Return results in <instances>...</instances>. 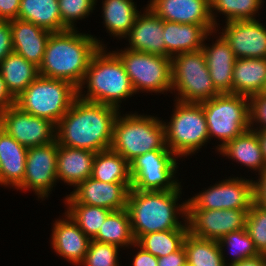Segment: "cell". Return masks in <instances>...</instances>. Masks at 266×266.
<instances>
[{
	"mask_svg": "<svg viewBox=\"0 0 266 266\" xmlns=\"http://www.w3.org/2000/svg\"><path fill=\"white\" fill-rule=\"evenodd\" d=\"M120 110L76 98L56 124L58 145L99 152L111 148L114 124Z\"/></svg>",
	"mask_w": 266,
	"mask_h": 266,
	"instance_id": "obj_1",
	"label": "cell"
},
{
	"mask_svg": "<svg viewBox=\"0 0 266 266\" xmlns=\"http://www.w3.org/2000/svg\"><path fill=\"white\" fill-rule=\"evenodd\" d=\"M77 32L67 29L51 33L38 67L39 75L80 86L92 56L106 46L96 36Z\"/></svg>",
	"mask_w": 266,
	"mask_h": 266,
	"instance_id": "obj_2",
	"label": "cell"
},
{
	"mask_svg": "<svg viewBox=\"0 0 266 266\" xmlns=\"http://www.w3.org/2000/svg\"><path fill=\"white\" fill-rule=\"evenodd\" d=\"M180 189L181 185L171 191L130 189L126 209L130 216L135 241L140 236L152 232L188 229L186 224L187 201L182 204L177 203L182 194ZM178 216H185L184 224L181 223L183 221L178 220Z\"/></svg>",
	"mask_w": 266,
	"mask_h": 266,
	"instance_id": "obj_3",
	"label": "cell"
},
{
	"mask_svg": "<svg viewBox=\"0 0 266 266\" xmlns=\"http://www.w3.org/2000/svg\"><path fill=\"white\" fill-rule=\"evenodd\" d=\"M106 52L105 47H100L92 56L84 78L77 88V97L119 110V103L136 93L123 62L114 52ZM85 84L87 86H83ZM84 87H87V92L84 91L86 94L83 92Z\"/></svg>",
	"mask_w": 266,
	"mask_h": 266,
	"instance_id": "obj_4",
	"label": "cell"
},
{
	"mask_svg": "<svg viewBox=\"0 0 266 266\" xmlns=\"http://www.w3.org/2000/svg\"><path fill=\"white\" fill-rule=\"evenodd\" d=\"M111 149L129 163L139 155L153 150H169L165 143L162 120L136 113L116 118Z\"/></svg>",
	"mask_w": 266,
	"mask_h": 266,
	"instance_id": "obj_5",
	"label": "cell"
},
{
	"mask_svg": "<svg viewBox=\"0 0 266 266\" xmlns=\"http://www.w3.org/2000/svg\"><path fill=\"white\" fill-rule=\"evenodd\" d=\"M76 98L77 87L71 82L39 75L16 97L15 105L56 125Z\"/></svg>",
	"mask_w": 266,
	"mask_h": 266,
	"instance_id": "obj_6",
	"label": "cell"
},
{
	"mask_svg": "<svg viewBox=\"0 0 266 266\" xmlns=\"http://www.w3.org/2000/svg\"><path fill=\"white\" fill-rule=\"evenodd\" d=\"M206 117L209 139L216 137L221 144L219 150L229 141L250 129V98L223 93L201 102Z\"/></svg>",
	"mask_w": 266,
	"mask_h": 266,
	"instance_id": "obj_7",
	"label": "cell"
},
{
	"mask_svg": "<svg viewBox=\"0 0 266 266\" xmlns=\"http://www.w3.org/2000/svg\"><path fill=\"white\" fill-rule=\"evenodd\" d=\"M174 101L170 122L163 124L166 146L179 158L200 150L209 141V134L201 103Z\"/></svg>",
	"mask_w": 266,
	"mask_h": 266,
	"instance_id": "obj_8",
	"label": "cell"
},
{
	"mask_svg": "<svg viewBox=\"0 0 266 266\" xmlns=\"http://www.w3.org/2000/svg\"><path fill=\"white\" fill-rule=\"evenodd\" d=\"M172 90L177 101L201 103L220 94L214 87L203 50L171 57Z\"/></svg>",
	"mask_w": 266,
	"mask_h": 266,
	"instance_id": "obj_9",
	"label": "cell"
},
{
	"mask_svg": "<svg viewBox=\"0 0 266 266\" xmlns=\"http://www.w3.org/2000/svg\"><path fill=\"white\" fill-rule=\"evenodd\" d=\"M123 62L132 87L137 92L164 93L172 90L171 58L124 50L113 51Z\"/></svg>",
	"mask_w": 266,
	"mask_h": 266,
	"instance_id": "obj_10",
	"label": "cell"
},
{
	"mask_svg": "<svg viewBox=\"0 0 266 266\" xmlns=\"http://www.w3.org/2000/svg\"><path fill=\"white\" fill-rule=\"evenodd\" d=\"M170 150H153L137 156L130 164L131 189L171 191L180 184L174 176L178 163Z\"/></svg>",
	"mask_w": 266,
	"mask_h": 266,
	"instance_id": "obj_11",
	"label": "cell"
},
{
	"mask_svg": "<svg viewBox=\"0 0 266 266\" xmlns=\"http://www.w3.org/2000/svg\"><path fill=\"white\" fill-rule=\"evenodd\" d=\"M250 209H196L187 200L188 232L196 237L219 241L226 234L245 228Z\"/></svg>",
	"mask_w": 266,
	"mask_h": 266,
	"instance_id": "obj_12",
	"label": "cell"
},
{
	"mask_svg": "<svg viewBox=\"0 0 266 266\" xmlns=\"http://www.w3.org/2000/svg\"><path fill=\"white\" fill-rule=\"evenodd\" d=\"M246 178L230 177L188 201L196 209H250L255 201L254 182Z\"/></svg>",
	"mask_w": 266,
	"mask_h": 266,
	"instance_id": "obj_13",
	"label": "cell"
},
{
	"mask_svg": "<svg viewBox=\"0 0 266 266\" xmlns=\"http://www.w3.org/2000/svg\"><path fill=\"white\" fill-rule=\"evenodd\" d=\"M0 127L26 148L56 140V125L13 105L0 114Z\"/></svg>",
	"mask_w": 266,
	"mask_h": 266,
	"instance_id": "obj_14",
	"label": "cell"
},
{
	"mask_svg": "<svg viewBox=\"0 0 266 266\" xmlns=\"http://www.w3.org/2000/svg\"><path fill=\"white\" fill-rule=\"evenodd\" d=\"M58 143L28 148L25 176L17 190H33L38 198H47L57 179Z\"/></svg>",
	"mask_w": 266,
	"mask_h": 266,
	"instance_id": "obj_15",
	"label": "cell"
},
{
	"mask_svg": "<svg viewBox=\"0 0 266 266\" xmlns=\"http://www.w3.org/2000/svg\"><path fill=\"white\" fill-rule=\"evenodd\" d=\"M130 189L124 183H107L91 176L65 197V204H86L111 211L127 208Z\"/></svg>",
	"mask_w": 266,
	"mask_h": 266,
	"instance_id": "obj_16",
	"label": "cell"
},
{
	"mask_svg": "<svg viewBox=\"0 0 266 266\" xmlns=\"http://www.w3.org/2000/svg\"><path fill=\"white\" fill-rule=\"evenodd\" d=\"M222 30L236 59L266 58V27L258 20L229 21Z\"/></svg>",
	"mask_w": 266,
	"mask_h": 266,
	"instance_id": "obj_17",
	"label": "cell"
},
{
	"mask_svg": "<svg viewBox=\"0 0 266 266\" xmlns=\"http://www.w3.org/2000/svg\"><path fill=\"white\" fill-rule=\"evenodd\" d=\"M138 14L130 33L127 35L130 46L127 49L166 57L163 36V20L148 6Z\"/></svg>",
	"mask_w": 266,
	"mask_h": 266,
	"instance_id": "obj_18",
	"label": "cell"
},
{
	"mask_svg": "<svg viewBox=\"0 0 266 266\" xmlns=\"http://www.w3.org/2000/svg\"><path fill=\"white\" fill-rule=\"evenodd\" d=\"M215 25H196L163 21V36L166 45V57L180 53L202 50L207 37L216 32Z\"/></svg>",
	"mask_w": 266,
	"mask_h": 266,
	"instance_id": "obj_19",
	"label": "cell"
},
{
	"mask_svg": "<svg viewBox=\"0 0 266 266\" xmlns=\"http://www.w3.org/2000/svg\"><path fill=\"white\" fill-rule=\"evenodd\" d=\"M147 6L163 21L214 25L210 0H150Z\"/></svg>",
	"mask_w": 266,
	"mask_h": 266,
	"instance_id": "obj_20",
	"label": "cell"
},
{
	"mask_svg": "<svg viewBox=\"0 0 266 266\" xmlns=\"http://www.w3.org/2000/svg\"><path fill=\"white\" fill-rule=\"evenodd\" d=\"M64 214L66 219H57L54 222L50 241L56 254L77 266L83 262L91 239L67 213Z\"/></svg>",
	"mask_w": 266,
	"mask_h": 266,
	"instance_id": "obj_21",
	"label": "cell"
},
{
	"mask_svg": "<svg viewBox=\"0 0 266 266\" xmlns=\"http://www.w3.org/2000/svg\"><path fill=\"white\" fill-rule=\"evenodd\" d=\"M10 28L13 52L39 67L51 32L18 18L10 20Z\"/></svg>",
	"mask_w": 266,
	"mask_h": 266,
	"instance_id": "obj_22",
	"label": "cell"
},
{
	"mask_svg": "<svg viewBox=\"0 0 266 266\" xmlns=\"http://www.w3.org/2000/svg\"><path fill=\"white\" fill-rule=\"evenodd\" d=\"M207 67L215 89L220 93H232L233 67L236 60L232 49L222 36L214 44H203Z\"/></svg>",
	"mask_w": 266,
	"mask_h": 266,
	"instance_id": "obj_23",
	"label": "cell"
},
{
	"mask_svg": "<svg viewBox=\"0 0 266 266\" xmlns=\"http://www.w3.org/2000/svg\"><path fill=\"white\" fill-rule=\"evenodd\" d=\"M28 148L22 146L0 127V185L14 186L23 183Z\"/></svg>",
	"mask_w": 266,
	"mask_h": 266,
	"instance_id": "obj_24",
	"label": "cell"
},
{
	"mask_svg": "<svg viewBox=\"0 0 266 266\" xmlns=\"http://www.w3.org/2000/svg\"><path fill=\"white\" fill-rule=\"evenodd\" d=\"M96 152L58 145L57 179L76 187L92 174Z\"/></svg>",
	"mask_w": 266,
	"mask_h": 266,
	"instance_id": "obj_25",
	"label": "cell"
},
{
	"mask_svg": "<svg viewBox=\"0 0 266 266\" xmlns=\"http://www.w3.org/2000/svg\"><path fill=\"white\" fill-rule=\"evenodd\" d=\"M265 81L266 58H239L235 60L232 94L251 98L261 93Z\"/></svg>",
	"mask_w": 266,
	"mask_h": 266,
	"instance_id": "obj_26",
	"label": "cell"
},
{
	"mask_svg": "<svg viewBox=\"0 0 266 266\" xmlns=\"http://www.w3.org/2000/svg\"><path fill=\"white\" fill-rule=\"evenodd\" d=\"M224 157L244 165L254 171H258V175L266 168L262 149L258 140L256 130L250 128L238 135L222 148L217 150Z\"/></svg>",
	"mask_w": 266,
	"mask_h": 266,
	"instance_id": "obj_27",
	"label": "cell"
},
{
	"mask_svg": "<svg viewBox=\"0 0 266 266\" xmlns=\"http://www.w3.org/2000/svg\"><path fill=\"white\" fill-rule=\"evenodd\" d=\"M18 19L29 21L51 33L67 30L62 24L58 0H20Z\"/></svg>",
	"mask_w": 266,
	"mask_h": 266,
	"instance_id": "obj_28",
	"label": "cell"
},
{
	"mask_svg": "<svg viewBox=\"0 0 266 266\" xmlns=\"http://www.w3.org/2000/svg\"><path fill=\"white\" fill-rule=\"evenodd\" d=\"M0 73L15 98L39 76L38 67L15 52L10 53L0 63Z\"/></svg>",
	"mask_w": 266,
	"mask_h": 266,
	"instance_id": "obj_29",
	"label": "cell"
},
{
	"mask_svg": "<svg viewBox=\"0 0 266 266\" xmlns=\"http://www.w3.org/2000/svg\"><path fill=\"white\" fill-rule=\"evenodd\" d=\"M102 17L109 34L114 37L126 38L134 25L139 12L133 0H104Z\"/></svg>",
	"mask_w": 266,
	"mask_h": 266,
	"instance_id": "obj_30",
	"label": "cell"
},
{
	"mask_svg": "<svg viewBox=\"0 0 266 266\" xmlns=\"http://www.w3.org/2000/svg\"><path fill=\"white\" fill-rule=\"evenodd\" d=\"M91 177L107 183H124L131 189L130 164L111 148L96 153Z\"/></svg>",
	"mask_w": 266,
	"mask_h": 266,
	"instance_id": "obj_31",
	"label": "cell"
},
{
	"mask_svg": "<svg viewBox=\"0 0 266 266\" xmlns=\"http://www.w3.org/2000/svg\"><path fill=\"white\" fill-rule=\"evenodd\" d=\"M92 240L112 244L119 248L133 246L135 239L128 210L111 211Z\"/></svg>",
	"mask_w": 266,
	"mask_h": 266,
	"instance_id": "obj_32",
	"label": "cell"
},
{
	"mask_svg": "<svg viewBox=\"0 0 266 266\" xmlns=\"http://www.w3.org/2000/svg\"><path fill=\"white\" fill-rule=\"evenodd\" d=\"M183 246L187 266H227L222 259L218 241L196 237L188 232Z\"/></svg>",
	"mask_w": 266,
	"mask_h": 266,
	"instance_id": "obj_33",
	"label": "cell"
},
{
	"mask_svg": "<svg viewBox=\"0 0 266 266\" xmlns=\"http://www.w3.org/2000/svg\"><path fill=\"white\" fill-rule=\"evenodd\" d=\"M188 229H173L152 232L140 236L135 243L157 258L178 251L184 243Z\"/></svg>",
	"mask_w": 266,
	"mask_h": 266,
	"instance_id": "obj_34",
	"label": "cell"
},
{
	"mask_svg": "<svg viewBox=\"0 0 266 266\" xmlns=\"http://www.w3.org/2000/svg\"><path fill=\"white\" fill-rule=\"evenodd\" d=\"M262 3L263 0H210V16L215 27L219 25L216 11L225 15L226 22L256 20L255 14L262 8Z\"/></svg>",
	"mask_w": 266,
	"mask_h": 266,
	"instance_id": "obj_35",
	"label": "cell"
},
{
	"mask_svg": "<svg viewBox=\"0 0 266 266\" xmlns=\"http://www.w3.org/2000/svg\"><path fill=\"white\" fill-rule=\"evenodd\" d=\"M67 213L83 233L93 239L104 220L111 212L103 207L90 206L86 204H67Z\"/></svg>",
	"mask_w": 266,
	"mask_h": 266,
	"instance_id": "obj_36",
	"label": "cell"
},
{
	"mask_svg": "<svg viewBox=\"0 0 266 266\" xmlns=\"http://www.w3.org/2000/svg\"><path fill=\"white\" fill-rule=\"evenodd\" d=\"M218 243L222 251V259L226 265H231L244 259L259 255L254 242L251 240L246 228L226 234L222 239L218 241ZM225 246H227V248L229 247V249L232 248L230 249L231 251L233 250L232 252L230 251V254L232 253V259L230 260V263H226L227 260H225Z\"/></svg>",
	"mask_w": 266,
	"mask_h": 266,
	"instance_id": "obj_37",
	"label": "cell"
},
{
	"mask_svg": "<svg viewBox=\"0 0 266 266\" xmlns=\"http://www.w3.org/2000/svg\"><path fill=\"white\" fill-rule=\"evenodd\" d=\"M245 228L258 253L266 255V208L254 201L247 213Z\"/></svg>",
	"mask_w": 266,
	"mask_h": 266,
	"instance_id": "obj_38",
	"label": "cell"
},
{
	"mask_svg": "<svg viewBox=\"0 0 266 266\" xmlns=\"http://www.w3.org/2000/svg\"><path fill=\"white\" fill-rule=\"evenodd\" d=\"M119 247L98 242L90 241L88 251L81 266H119L118 251Z\"/></svg>",
	"mask_w": 266,
	"mask_h": 266,
	"instance_id": "obj_39",
	"label": "cell"
},
{
	"mask_svg": "<svg viewBox=\"0 0 266 266\" xmlns=\"http://www.w3.org/2000/svg\"><path fill=\"white\" fill-rule=\"evenodd\" d=\"M97 0H58L62 24L67 29H76V20H82L95 10Z\"/></svg>",
	"mask_w": 266,
	"mask_h": 266,
	"instance_id": "obj_40",
	"label": "cell"
},
{
	"mask_svg": "<svg viewBox=\"0 0 266 266\" xmlns=\"http://www.w3.org/2000/svg\"><path fill=\"white\" fill-rule=\"evenodd\" d=\"M256 124L259 128H254L253 125ZM250 127L254 130H266V94L259 93L250 98Z\"/></svg>",
	"mask_w": 266,
	"mask_h": 266,
	"instance_id": "obj_41",
	"label": "cell"
},
{
	"mask_svg": "<svg viewBox=\"0 0 266 266\" xmlns=\"http://www.w3.org/2000/svg\"><path fill=\"white\" fill-rule=\"evenodd\" d=\"M13 52L10 21L0 19V63Z\"/></svg>",
	"mask_w": 266,
	"mask_h": 266,
	"instance_id": "obj_42",
	"label": "cell"
},
{
	"mask_svg": "<svg viewBox=\"0 0 266 266\" xmlns=\"http://www.w3.org/2000/svg\"><path fill=\"white\" fill-rule=\"evenodd\" d=\"M158 266H187V256L184 246L178 251L158 258Z\"/></svg>",
	"mask_w": 266,
	"mask_h": 266,
	"instance_id": "obj_43",
	"label": "cell"
},
{
	"mask_svg": "<svg viewBox=\"0 0 266 266\" xmlns=\"http://www.w3.org/2000/svg\"><path fill=\"white\" fill-rule=\"evenodd\" d=\"M19 8L20 0H0V19H17Z\"/></svg>",
	"mask_w": 266,
	"mask_h": 266,
	"instance_id": "obj_44",
	"label": "cell"
},
{
	"mask_svg": "<svg viewBox=\"0 0 266 266\" xmlns=\"http://www.w3.org/2000/svg\"><path fill=\"white\" fill-rule=\"evenodd\" d=\"M133 247L139 248L133 258V266H158V258L151 253L143 250L136 243Z\"/></svg>",
	"mask_w": 266,
	"mask_h": 266,
	"instance_id": "obj_45",
	"label": "cell"
},
{
	"mask_svg": "<svg viewBox=\"0 0 266 266\" xmlns=\"http://www.w3.org/2000/svg\"><path fill=\"white\" fill-rule=\"evenodd\" d=\"M254 194L255 202L266 208V168L259 174L258 180L254 182Z\"/></svg>",
	"mask_w": 266,
	"mask_h": 266,
	"instance_id": "obj_46",
	"label": "cell"
},
{
	"mask_svg": "<svg viewBox=\"0 0 266 266\" xmlns=\"http://www.w3.org/2000/svg\"><path fill=\"white\" fill-rule=\"evenodd\" d=\"M16 98L9 92L0 73V114L15 105Z\"/></svg>",
	"mask_w": 266,
	"mask_h": 266,
	"instance_id": "obj_47",
	"label": "cell"
},
{
	"mask_svg": "<svg viewBox=\"0 0 266 266\" xmlns=\"http://www.w3.org/2000/svg\"><path fill=\"white\" fill-rule=\"evenodd\" d=\"M227 266H266V255L259 254Z\"/></svg>",
	"mask_w": 266,
	"mask_h": 266,
	"instance_id": "obj_48",
	"label": "cell"
},
{
	"mask_svg": "<svg viewBox=\"0 0 266 266\" xmlns=\"http://www.w3.org/2000/svg\"><path fill=\"white\" fill-rule=\"evenodd\" d=\"M258 140L262 149L264 159L266 161V130H256Z\"/></svg>",
	"mask_w": 266,
	"mask_h": 266,
	"instance_id": "obj_49",
	"label": "cell"
},
{
	"mask_svg": "<svg viewBox=\"0 0 266 266\" xmlns=\"http://www.w3.org/2000/svg\"><path fill=\"white\" fill-rule=\"evenodd\" d=\"M261 94H266V81H265V85H264V87H263V89L261 91Z\"/></svg>",
	"mask_w": 266,
	"mask_h": 266,
	"instance_id": "obj_50",
	"label": "cell"
}]
</instances>
